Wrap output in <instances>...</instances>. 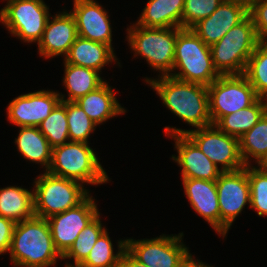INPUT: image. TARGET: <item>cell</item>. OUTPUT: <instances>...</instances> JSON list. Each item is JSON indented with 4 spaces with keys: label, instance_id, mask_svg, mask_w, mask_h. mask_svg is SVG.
I'll return each mask as SVG.
<instances>
[{
    "label": "cell",
    "instance_id": "4",
    "mask_svg": "<svg viewBox=\"0 0 267 267\" xmlns=\"http://www.w3.org/2000/svg\"><path fill=\"white\" fill-rule=\"evenodd\" d=\"M89 143L69 141L52 148L48 173L82 184L99 185L110 181Z\"/></svg>",
    "mask_w": 267,
    "mask_h": 267
},
{
    "label": "cell",
    "instance_id": "14",
    "mask_svg": "<svg viewBox=\"0 0 267 267\" xmlns=\"http://www.w3.org/2000/svg\"><path fill=\"white\" fill-rule=\"evenodd\" d=\"M60 101L59 92L51 90L21 94L7 107L8 121L18 127H38Z\"/></svg>",
    "mask_w": 267,
    "mask_h": 267
},
{
    "label": "cell",
    "instance_id": "32",
    "mask_svg": "<svg viewBox=\"0 0 267 267\" xmlns=\"http://www.w3.org/2000/svg\"><path fill=\"white\" fill-rule=\"evenodd\" d=\"M66 112L70 141L88 143L97 125L76 102L66 101Z\"/></svg>",
    "mask_w": 267,
    "mask_h": 267
},
{
    "label": "cell",
    "instance_id": "12",
    "mask_svg": "<svg viewBox=\"0 0 267 267\" xmlns=\"http://www.w3.org/2000/svg\"><path fill=\"white\" fill-rule=\"evenodd\" d=\"M220 209V235L225 237L245 205H250L248 166L231 172H222L216 180Z\"/></svg>",
    "mask_w": 267,
    "mask_h": 267
},
{
    "label": "cell",
    "instance_id": "1",
    "mask_svg": "<svg viewBox=\"0 0 267 267\" xmlns=\"http://www.w3.org/2000/svg\"><path fill=\"white\" fill-rule=\"evenodd\" d=\"M148 83L163 104L177 117L194 128L212 124L209 115L208 87L178 80L169 76L147 78Z\"/></svg>",
    "mask_w": 267,
    "mask_h": 267
},
{
    "label": "cell",
    "instance_id": "23",
    "mask_svg": "<svg viewBox=\"0 0 267 267\" xmlns=\"http://www.w3.org/2000/svg\"><path fill=\"white\" fill-rule=\"evenodd\" d=\"M34 211V191L17 186L0 188V216L15 224L32 218Z\"/></svg>",
    "mask_w": 267,
    "mask_h": 267
},
{
    "label": "cell",
    "instance_id": "10",
    "mask_svg": "<svg viewBox=\"0 0 267 267\" xmlns=\"http://www.w3.org/2000/svg\"><path fill=\"white\" fill-rule=\"evenodd\" d=\"M259 99L247 78L241 75H220L208 86L209 115L212 124L223 116L249 107Z\"/></svg>",
    "mask_w": 267,
    "mask_h": 267
},
{
    "label": "cell",
    "instance_id": "37",
    "mask_svg": "<svg viewBox=\"0 0 267 267\" xmlns=\"http://www.w3.org/2000/svg\"><path fill=\"white\" fill-rule=\"evenodd\" d=\"M119 267H148L135 259L127 250L122 254Z\"/></svg>",
    "mask_w": 267,
    "mask_h": 267
},
{
    "label": "cell",
    "instance_id": "7",
    "mask_svg": "<svg viewBox=\"0 0 267 267\" xmlns=\"http://www.w3.org/2000/svg\"><path fill=\"white\" fill-rule=\"evenodd\" d=\"M35 216L48 219L80 204L90 193L81 182L47 171L34 179Z\"/></svg>",
    "mask_w": 267,
    "mask_h": 267
},
{
    "label": "cell",
    "instance_id": "34",
    "mask_svg": "<svg viewBox=\"0 0 267 267\" xmlns=\"http://www.w3.org/2000/svg\"><path fill=\"white\" fill-rule=\"evenodd\" d=\"M223 0H185L182 29H191L200 20L209 17Z\"/></svg>",
    "mask_w": 267,
    "mask_h": 267
},
{
    "label": "cell",
    "instance_id": "25",
    "mask_svg": "<svg viewBox=\"0 0 267 267\" xmlns=\"http://www.w3.org/2000/svg\"><path fill=\"white\" fill-rule=\"evenodd\" d=\"M18 137L15 139L21 155L33 163H40L45 172L49 169L52 160V147L39 127H19Z\"/></svg>",
    "mask_w": 267,
    "mask_h": 267
},
{
    "label": "cell",
    "instance_id": "26",
    "mask_svg": "<svg viewBox=\"0 0 267 267\" xmlns=\"http://www.w3.org/2000/svg\"><path fill=\"white\" fill-rule=\"evenodd\" d=\"M267 112V100L259 98L249 107L223 116L215 125L228 135L241 137Z\"/></svg>",
    "mask_w": 267,
    "mask_h": 267
},
{
    "label": "cell",
    "instance_id": "9",
    "mask_svg": "<svg viewBox=\"0 0 267 267\" xmlns=\"http://www.w3.org/2000/svg\"><path fill=\"white\" fill-rule=\"evenodd\" d=\"M5 1L6 5L0 10V22L23 42L38 44L51 15L44 0Z\"/></svg>",
    "mask_w": 267,
    "mask_h": 267
},
{
    "label": "cell",
    "instance_id": "35",
    "mask_svg": "<svg viewBox=\"0 0 267 267\" xmlns=\"http://www.w3.org/2000/svg\"><path fill=\"white\" fill-rule=\"evenodd\" d=\"M260 42H267V0H261L248 9Z\"/></svg>",
    "mask_w": 267,
    "mask_h": 267
},
{
    "label": "cell",
    "instance_id": "22",
    "mask_svg": "<svg viewBox=\"0 0 267 267\" xmlns=\"http://www.w3.org/2000/svg\"><path fill=\"white\" fill-rule=\"evenodd\" d=\"M185 0H148L137 25L146 28H182Z\"/></svg>",
    "mask_w": 267,
    "mask_h": 267
},
{
    "label": "cell",
    "instance_id": "39",
    "mask_svg": "<svg viewBox=\"0 0 267 267\" xmlns=\"http://www.w3.org/2000/svg\"><path fill=\"white\" fill-rule=\"evenodd\" d=\"M230 1L243 4L245 7L249 9L253 4L260 2L261 0H230Z\"/></svg>",
    "mask_w": 267,
    "mask_h": 267
},
{
    "label": "cell",
    "instance_id": "13",
    "mask_svg": "<svg viewBox=\"0 0 267 267\" xmlns=\"http://www.w3.org/2000/svg\"><path fill=\"white\" fill-rule=\"evenodd\" d=\"M89 194L80 204L47 219L55 248L63 255L75 242L78 234L100 212Z\"/></svg>",
    "mask_w": 267,
    "mask_h": 267
},
{
    "label": "cell",
    "instance_id": "36",
    "mask_svg": "<svg viewBox=\"0 0 267 267\" xmlns=\"http://www.w3.org/2000/svg\"><path fill=\"white\" fill-rule=\"evenodd\" d=\"M15 223L0 216V255L9 252Z\"/></svg>",
    "mask_w": 267,
    "mask_h": 267
},
{
    "label": "cell",
    "instance_id": "6",
    "mask_svg": "<svg viewBox=\"0 0 267 267\" xmlns=\"http://www.w3.org/2000/svg\"><path fill=\"white\" fill-rule=\"evenodd\" d=\"M182 28H146L133 24L127 28V41L134 51V57L141 56L147 63L161 73L169 76L173 71L177 33Z\"/></svg>",
    "mask_w": 267,
    "mask_h": 267
},
{
    "label": "cell",
    "instance_id": "8",
    "mask_svg": "<svg viewBox=\"0 0 267 267\" xmlns=\"http://www.w3.org/2000/svg\"><path fill=\"white\" fill-rule=\"evenodd\" d=\"M164 129L168 137L186 134L222 172L237 171L245 167L239 151V138L226 134L214 124L190 130L173 126H166Z\"/></svg>",
    "mask_w": 267,
    "mask_h": 267
},
{
    "label": "cell",
    "instance_id": "2",
    "mask_svg": "<svg viewBox=\"0 0 267 267\" xmlns=\"http://www.w3.org/2000/svg\"><path fill=\"white\" fill-rule=\"evenodd\" d=\"M9 255L15 267H52L62 261L47 219L35 215L15 224Z\"/></svg>",
    "mask_w": 267,
    "mask_h": 267
},
{
    "label": "cell",
    "instance_id": "40",
    "mask_svg": "<svg viewBox=\"0 0 267 267\" xmlns=\"http://www.w3.org/2000/svg\"><path fill=\"white\" fill-rule=\"evenodd\" d=\"M263 170L267 171V157L265 160L259 165Z\"/></svg>",
    "mask_w": 267,
    "mask_h": 267
},
{
    "label": "cell",
    "instance_id": "17",
    "mask_svg": "<svg viewBox=\"0 0 267 267\" xmlns=\"http://www.w3.org/2000/svg\"><path fill=\"white\" fill-rule=\"evenodd\" d=\"M77 37L76 21L70 12L62 11L52 18L50 16L37 44L39 55L47 59L59 55L65 57Z\"/></svg>",
    "mask_w": 267,
    "mask_h": 267
},
{
    "label": "cell",
    "instance_id": "18",
    "mask_svg": "<svg viewBox=\"0 0 267 267\" xmlns=\"http://www.w3.org/2000/svg\"><path fill=\"white\" fill-rule=\"evenodd\" d=\"M175 141L178 155H172V160L181 166V178H194L216 181L222 173L220 169L196 146L186 135L177 134L170 136Z\"/></svg>",
    "mask_w": 267,
    "mask_h": 267
},
{
    "label": "cell",
    "instance_id": "28",
    "mask_svg": "<svg viewBox=\"0 0 267 267\" xmlns=\"http://www.w3.org/2000/svg\"><path fill=\"white\" fill-rule=\"evenodd\" d=\"M118 252L114 254L113 244L107 229L99 236L90 250L82 267H119L123 252L126 250V239L118 241Z\"/></svg>",
    "mask_w": 267,
    "mask_h": 267
},
{
    "label": "cell",
    "instance_id": "11",
    "mask_svg": "<svg viewBox=\"0 0 267 267\" xmlns=\"http://www.w3.org/2000/svg\"><path fill=\"white\" fill-rule=\"evenodd\" d=\"M183 232L151 239H126V250L148 267H178L190 253L183 244Z\"/></svg>",
    "mask_w": 267,
    "mask_h": 267
},
{
    "label": "cell",
    "instance_id": "20",
    "mask_svg": "<svg viewBox=\"0 0 267 267\" xmlns=\"http://www.w3.org/2000/svg\"><path fill=\"white\" fill-rule=\"evenodd\" d=\"M114 51L109 45L78 36L64 57V61L102 72L105 65L113 61L117 62Z\"/></svg>",
    "mask_w": 267,
    "mask_h": 267
},
{
    "label": "cell",
    "instance_id": "31",
    "mask_svg": "<svg viewBox=\"0 0 267 267\" xmlns=\"http://www.w3.org/2000/svg\"><path fill=\"white\" fill-rule=\"evenodd\" d=\"M38 127L52 148L69 142L66 101H60Z\"/></svg>",
    "mask_w": 267,
    "mask_h": 267
},
{
    "label": "cell",
    "instance_id": "41",
    "mask_svg": "<svg viewBox=\"0 0 267 267\" xmlns=\"http://www.w3.org/2000/svg\"><path fill=\"white\" fill-rule=\"evenodd\" d=\"M65 265H66L65 267H82L81 265H73L69 262H66Z\"/></svg>",
    "mask_w": 267,
    "mask_h": 267
},
{
    "label": "cell",
    "instance_id": "19",
    "mask_svg": "<svg viewBox=\"0 0 267 267\" xmlns=\"http://www.w3.org/2000/svg\"><path fill=\"white\" fill-rule=\"evenodd\" d=\"M182 181L184 193L191 207L220 235V209L216 181L194 178H186Z\"/></svg>",
    "mask_w": 267,
    "mask_h": 267
},
{
    "label": "cell",
    "instance_id": "15",
    "mask_svg": "<svg viewBox=\"0 0 267 267\" xmlns=\"http://www.w3.org/2000/svg\"><path fill=\"white\" fill-rule=\"evenodd\" d=\"M70 13L76 21L78 36L112 47V28L106 9L96 0H73Z\"/></svg>",
    "mask_w": 267,
    "mask_h": 267
},
{
    "label": "cell",
    "instance_id": "27",
    "mask_svg": "<svg viewBox=\"0 0 267 267\" xmlns=\"http://www.w3.org/2000/svg\"><path fill=\"white\" fill-rule=\"evenodd\" d=\"M239 151L245 166L252 165L249 158L259 166L267 157V112L246 133L239 137Z\"/></svg>",
    "mask_w": 267,
    "mask_h": 267
},
{
    "label": "cell",
    "instance_id": "30",
    "mask_svg": "<svg viewBox=\"0 0 267 267\" xmlns=\"http://www.w3.org/2000/svg\"><path fill=\"white\" fill-rule=\"evenodd\" d=\"M243 75L259 98L267 100V42H260L250 56Z\"/></svg>",
    "mask_w": 267,
    "mask_h": 267
},
{
    "label": "cell",
    "instance_id": "5",
    "mask_svg": "<svg viewBox=\"0 0 267 267\" xmlns=\"http://www.w3.org/2000/svg\"><path fill=\"white\" fill-rule=\"evenodd\" d=\"M259 43L255 26L248 15L210 47L214 68L220 75L243 74Z\"/></svg>",
    "mask_w": 267,
    "mask_h": 267
},
{
    "label": "cell",
    "instance_id": "38",
    "mask_svg": "<svg viewBox=\"0 0 267 267\" xmlns=\"http://www.w3.org/2000/svg\"><path fill=\"white\" fill-rule=\"evenodd\" d=\"M178 267H213V266L207 265L204 262L199 261L198 259L196 261V259L193 258L192 254L189 253L184 258V260L178 265Z\"/></svg>",
    "mask_w": 267,
    "mask_h": 267
},
{
    "label": "cell",
    "instance_id": "33",
    "mask_svg": "<svg viewBox=\"0 0 267 267\" xmlns=\"http://www.w3.org/2000/svg\"><path fill=\"white\" fill-rule=\"evenodd\" d=\"M248 180L250 183V208L259 217L267 216V171L260 166H248Z\"/></svg>",
    "mask_w": 267,
    "mask_h": 267
},
{
    "label": "cell",
    "instance_id": "16",
    "mask_svg": "<svg viewBox=\"0 0 267 267\" xmlns=\"http://www.w3.org/2000/svg\"><path fill=\"white\" fill-rule=\"evenodd\" d=\"M247 16L248 8L243 4L223 0L209 17L200 20L191 29L205 44L211 47Z\"/></svg>",
    "mask_w": 267,
    "mask_h": 267
},
{
    "label": "cell",
    "instance_id": "29",
    "mask_svg": "<svg viewBox=\"0 0 267 267\" xmlns=\"http://www.w3.org/2000/svg\"><path fill=\"white\" fill-rule=\"evenodd\" d=\"M107 228L101 223L100 213L90 221L86 227L78 234L75 242L62 255V259H73L74 265H81L88 257L90 250L96 243L99 236Z\"/></svg>",
    "mask_w": 267,
    "mask_h": 267
},
{
    "label": "cell",
    "instance_id": "3",
    "mask_svg": "<svg viewBox=\"0 0 267 267\" xmlns=\"http://www.w3.org/2000/svg\"><path fill=\"white\" fill-rule=\"evenodd\" d=\"M172 72L171 77L207 87L220 76L213 65L211 48L192 29L177 33Z\"/></svg>",
    "mask_w": 267,
    "mask_h": 267
},
{
    "label": "cell",
    "instance_id": "21",
    "mask_svg": "<svg viewBox=\"0 0 267 267\" xmlns=\"http://www.w3.org/2000/svg\"><path fill=\"white\" fill-rule=\"evenodd\" d=\"M75 102L97 126L126 112L124 107L119 104L113 89L106 80L100 87Z\"/></svg>",
    "mask_w": 267,
    "mask_h": 267
},
{
    "label": "cell",
    "instance_id": "24",
    "mask_svg": "<svg viewBox=\"0 0 267 267\" xmlns=\"http://www.w3.org/2000/svg\"><path fill=\"white\" fill-rule=\"evenodd\" d=\"M64 63L65 71L63 83L68 93V98L59 93L61 101L75 102L84 95L100 87L105 81L100 72L91 68Z\"/></svg>",
    "mask_w": 267,
    "mask_h": 267
}]
</instances>
